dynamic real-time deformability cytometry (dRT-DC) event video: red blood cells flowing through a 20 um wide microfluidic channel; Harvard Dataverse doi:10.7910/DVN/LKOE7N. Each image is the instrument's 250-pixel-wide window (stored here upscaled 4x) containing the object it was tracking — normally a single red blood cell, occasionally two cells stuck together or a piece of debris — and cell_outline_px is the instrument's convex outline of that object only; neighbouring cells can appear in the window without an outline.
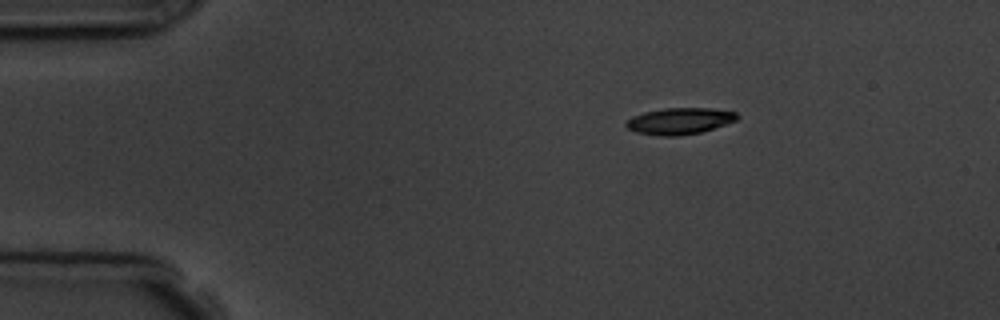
{"species": "common noctule bat (a hibernating species)", "species_latin": "Nyctalus noctula", "temperature_condition": "room temperature", "stored_images_in_passage": 4, "segment_of_instrument_passage": [1, 2], "camera_frame_rate_fps": 3000, "um_per_image_px": 0.085, "animal": {"sex": "male", "body_mass_g": 19.5, "forearm_length_mm": 54.6}, "frame": {"image": 1, "passage_image": 1, "time_ms": 0.0, "image_size_px": [1000, 320], "cell_outline_px": [[740, 116], [736, 120], [700, 132], [676, 136], [660, 136], [636, 132], [628, 128], [624, 124], [632, 116], [644, 112], [664, 108], [708, 108], [736, 112]], "centroid_in_image_um": [57.74, 10.28], "position_along_channel_um": 27.3, "area_um2": 16.94}}